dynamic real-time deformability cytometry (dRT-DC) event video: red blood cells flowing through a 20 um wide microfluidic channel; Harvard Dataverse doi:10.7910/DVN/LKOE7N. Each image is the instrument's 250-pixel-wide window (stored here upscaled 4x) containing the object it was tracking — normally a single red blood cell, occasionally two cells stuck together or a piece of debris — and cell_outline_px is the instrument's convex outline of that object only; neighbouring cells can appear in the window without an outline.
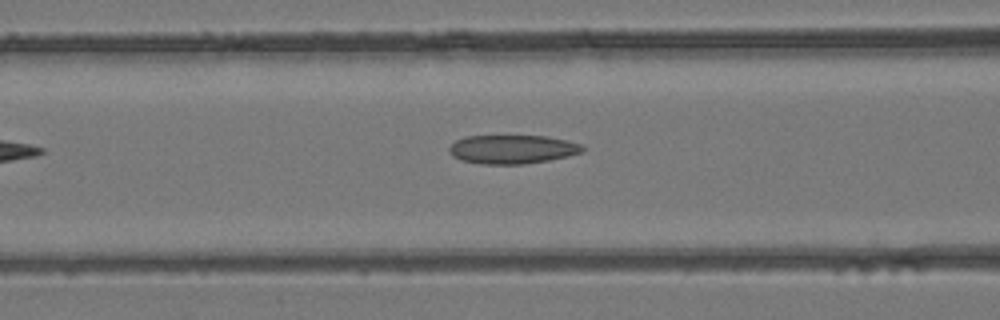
{"species": "common noctule bat (a hibernating species)", "species_latin": "Nyctalus noctula", "temperature_condition": "room temperature", "stored_images_in_passage": 23, "camera_frame_rate_fps": 3000, "um_per_image_px": 0.085, "animal": {"sex": "female", "body_mass_g": 24.6, "forearm_length_mm": 56.2}, "frame": {"image": 1, "passage_image": 5, "time_ms": 1.333, "image_size_px": [1000, 320], "cell_outline_px": [[584, 148], [580, 152], [568, 156], [548, 160], [524, 164], [480, 164], [460, 160], [452, 156], [448, 152], [448, 148], [456, 140], [464, 136], [548, 136], [568, 140], [580, 144]], "centroid_in_image_um": [43.5, 12.69], "position_along_channel_um": 123.1, "area_um2": 22.43}}
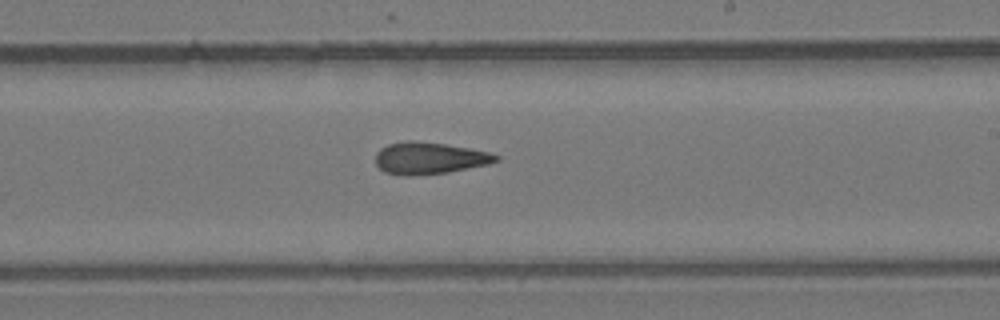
{"frame": {"image": 2, "passage_image": 13, "time_ms": 4.0, "image_size_px": [1000, 320], "cell_outline_px": [[500, 160], [488, 164], [448, 172], [408, 176], [400, 176], [384, 172], [376, 164], [376, 152], [380, 148], [388, 144], [408, 140], [416, 140], [444, 144], [468, 148], [488, 152], [500, 156]], "centroid_in_image_um": [36.46, 13.44], "position_along_channel_um": 252.5, "area_um2": 22.43}}
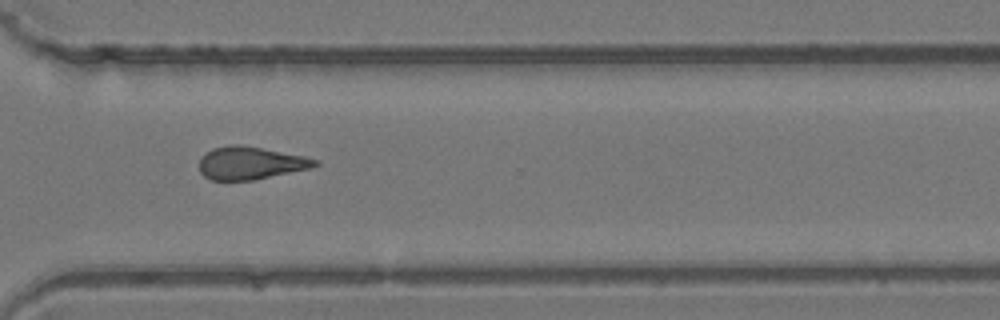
{"frame": {"image": 3, "passage_image": 19, "time_ms": 6.0, "image_size_px": [1000, 320], "cell_outline_px": [[320, 164], [312, 168], [252, 180], [212, 180], [204, 176], [200, 172], [200, 156], [212, 148], [228, 144], [236, 144], [260, 148], [304, 156], [320, 160]], "centroid_in_image_um": [21.29, 13.85], "position_along_channel_um": 349.3, "area_um2": 22.08}}